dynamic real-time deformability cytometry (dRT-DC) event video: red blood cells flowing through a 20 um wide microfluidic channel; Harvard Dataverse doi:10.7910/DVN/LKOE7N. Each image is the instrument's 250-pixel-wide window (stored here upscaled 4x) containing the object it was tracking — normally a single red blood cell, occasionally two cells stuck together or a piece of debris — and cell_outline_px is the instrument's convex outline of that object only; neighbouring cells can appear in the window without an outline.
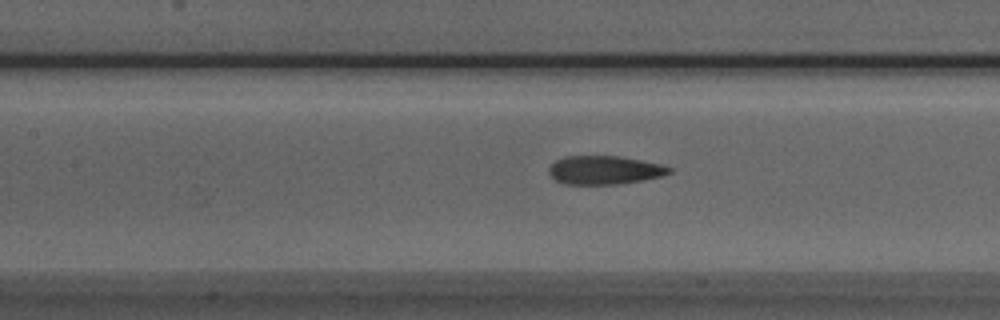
{"species": "Egyptian fruit bat (a non-hibernating species)", "species_latin": "Rousettus aegyptiacus", "temperature_condition": "room temperature", "stored_images_in_passage": 37, "camera_frame_rate_fps": 3000, "um_per_image_px": 0.085, "animal": {"sex": "male"}, "frame": {"image": 1, "passage_image": 8, "time_ms": 2.333, "image_size_px": [1000, 320], "cell_outline_px": [[672, 172], [660, 176], [640, 180], [616, 184], [564, 184], [556, 180], [548, 172], [548, 168], [556, 160], [564, 156], [620, 156], [660, 164], [672, 168]], "centroid_in_image_um": [51.35, 14.45], "position_along_channel_um": 156.1, "area_um2": 19.83}}
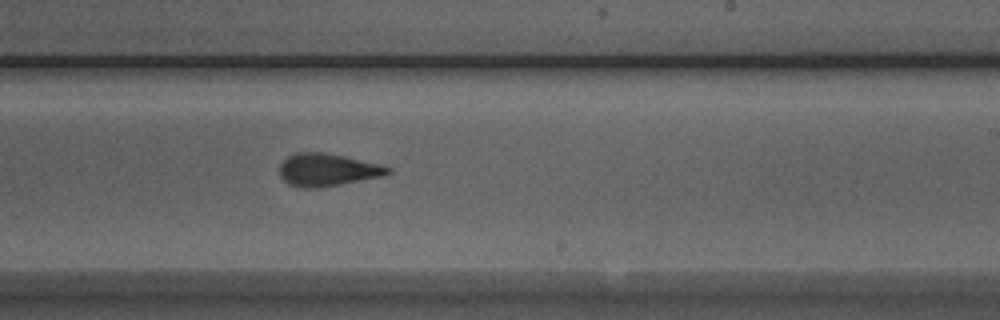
{"frame": {"image": 2, "passage_image": 16, "time_ms": 5.0, "image_size_px": [1000, 320], "cell_outline_px": [[392, 172], [380, 176], [320, 188], [304, 188], [288, 184], [280, 176], [280, 164], [288, 156], [296, 152], [324, 152], [344, 156], [380, 164], [392, 168]], "centroid_in_image_um": [27.81, 14.43], "position_along_channel_um": 261.2, "area_um2": 20.46}}
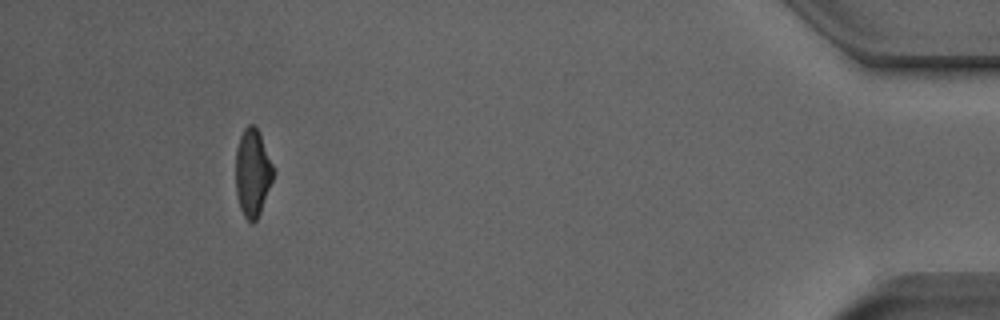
{"frame": {"image": 3, "passage_image": 33, "time_ms": 10.667, "image_size_px": [1000, 320], "cell_outline_px": [[272, 180], [260, 212], [256, 220], [252, 224], [244, 216], [240, 208], [236, 192], [236, 148], [240, 136], [244, 128], [248, 124], [256, 124], [260, 132], [272, 164]], "centroid_in_image_um": [21.45, 14.64], "position_along_channel_um": 413.8, "area_um2": 19.02}, "authors_computed_cell_mechanics": {"area_um2": 20.4612, "velocity_mm_per_s": 3.9598, "shape_relaxation_time_tau1_ms": 5.5831, "shape_relaxation_time_tau2_ms": 1.8552, "deformation_change_tau1": 0.1824, "deformation_change_tau2": 0.1069}}